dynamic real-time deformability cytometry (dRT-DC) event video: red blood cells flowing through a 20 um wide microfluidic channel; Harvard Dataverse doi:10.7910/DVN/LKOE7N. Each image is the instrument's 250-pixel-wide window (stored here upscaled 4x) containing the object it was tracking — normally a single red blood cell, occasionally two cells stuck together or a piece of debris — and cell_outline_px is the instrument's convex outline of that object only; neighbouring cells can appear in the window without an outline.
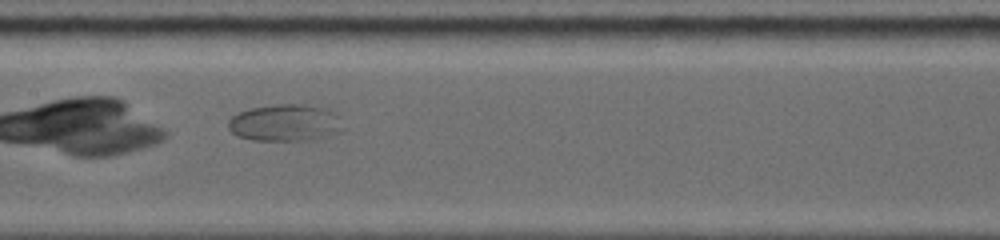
{"species": "common noctule bat (a hibernating species)", "species_latin": "Nyctalus noctula", "temperature_condition": "warm", "stored_images_in_passage": 23, "camera_frame_rate_fps": 5000, "um_per_image_px": 0.085, "animal": {"sex": "female", "body_mass_g": 19.0, "forearm_length_mm": 53.3}, "frame": {"image": 1, "passage_image": 10, "time_ms": 3.6, "image_size_px": [1000, 240], "cell_outline_px": [[344, 128], [340, 132], [312, 140], [252, 140], [236, 136], [228, 128], [228, 120], [232, 116], [240, 112], [252, 108], [280, 104], [304, 104], [328, 108], [336, 112], [340, 116]], "centroid_in_image_um": [24.29, 10.44], "position_along_channel_um": 183.1, "area_um2": 24.97}}
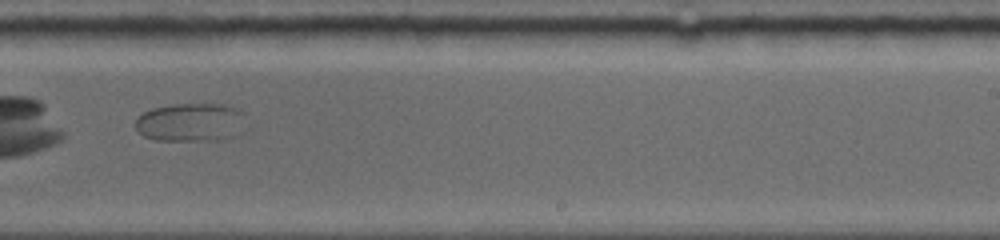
{"frame": {"image": 2, "passage_image": 16, "time_ms": 6.0, "image_size_px": [1000, 240], "cell_outline_px": [[240, 112], [232, 136], [216, 140], [156, 140], [144, 136], [136, 128], [136, 120], [144, 112], [152, 108], [172, 104], [224, 104], [236, 108]], "centroid_in_image_um": [16.03, 10.38], "position_along_channel_um": 273.0, "area_um2": 23.58}}
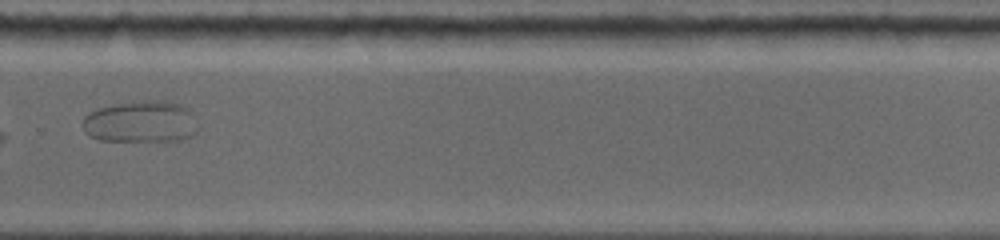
{"frame": {"image": 3, "passage_image": 19, "time_ms": 7.2, "image_size_px": [1000, 240], "cell_outline_px": [[196, 132], [180, 140], [164, 144], [100, 140], [88, 136], [84, 132], [80, 124], [84, 116], [100, 108], [140, 100], [164, 100], [180, 104], [188, 108], [196, 128]], "centroid_in_image_um": [11.93, 10.41], "position_along_channel_um": 317.9, "area_um2": 28.78}}